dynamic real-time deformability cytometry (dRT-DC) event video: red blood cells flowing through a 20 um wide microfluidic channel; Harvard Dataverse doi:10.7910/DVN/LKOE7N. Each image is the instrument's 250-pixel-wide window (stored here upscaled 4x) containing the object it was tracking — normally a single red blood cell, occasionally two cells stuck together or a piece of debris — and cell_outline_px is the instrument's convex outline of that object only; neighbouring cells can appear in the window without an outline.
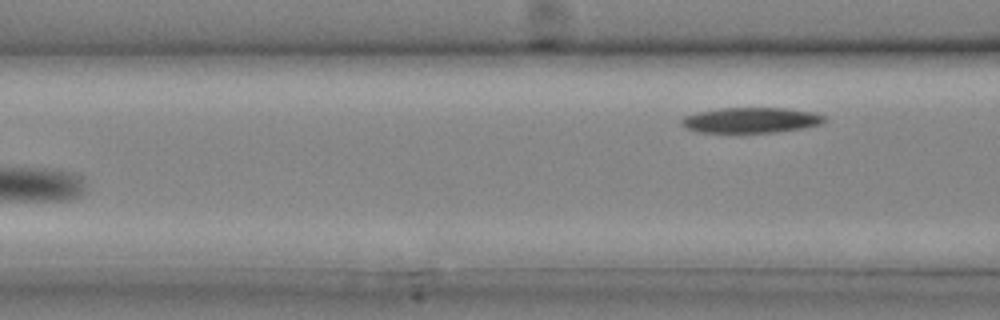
{"species": "common noctule bat (a hibernating species)", "species_latin": "Nyctalus noctula", "temperature_condition": "cold", "stored_images_in_passage": 5, "segment_of_instrument_passage": [2, 2], "camera_frame_rate_fps": 3000, "um_per_image_px": 0.085, "animal": {"sex": "male", "body_mass_g": 20.4}, "frame": {"image": 1, "passage_image": 5, "time_ms": 1.333, "image_size_px": [1000, 320], "cell_outline_px": [[828, 120], [824, 124], [804, 128], [776, 132], [696, 132], [684, 128], [680, 124], [680, 120], [684, 116], [696, 112], [720, 108], [784, 108], [812, 112], [824, 116]], "centroid_in_image_um": [63.82, 10.22], "position_along_channel_um": 102.8, "area_um2": 21.39}}